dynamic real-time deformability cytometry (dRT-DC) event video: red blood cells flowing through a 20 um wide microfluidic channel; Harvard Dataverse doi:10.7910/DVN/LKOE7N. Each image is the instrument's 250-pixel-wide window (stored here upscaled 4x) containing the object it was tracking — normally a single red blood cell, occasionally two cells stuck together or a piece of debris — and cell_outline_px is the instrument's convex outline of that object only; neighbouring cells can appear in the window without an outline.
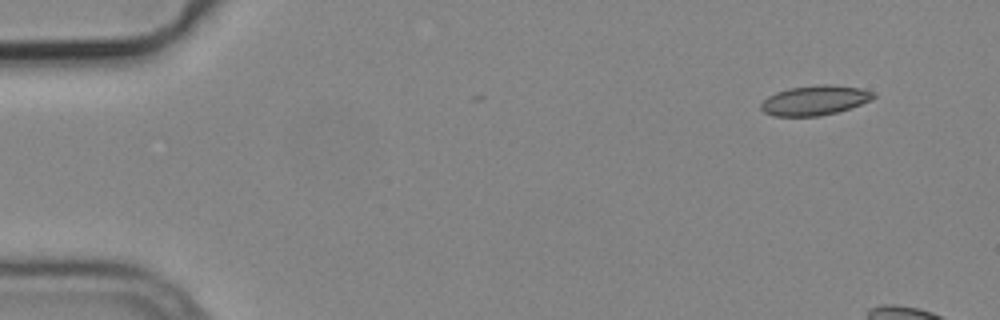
{"species": "common noctule bat (a hibernating species)", "species_latin": "Nyctalus noctula", "temperature_condition": "cold", "stored_images_in_passage": 2, "camera_frame_rate_fps": 3000, "um_per_image_px": 0.085, "animal": {"sex": "male", "body_mass_g": 19.2, "forearm_length_mm": 51.8}, "frame": {"image": 1, "passage_image": 1, "time_ms": 0.0, "image_size_px": [1000, 320], "cell_outline_px": [[876, 96], [872, 100], [836, 112], [820, 116], [772, 116], [764, 112], [760, 108], [760, 104], [768, 96], [776, 92], [788, 88], [816, 84], [832, 84], [860, 88], [876, 92]], "centroid_in_image_um": [69.26, 8.51], "position_along_channel_um": 15.7, "area_um2": 19.65}}